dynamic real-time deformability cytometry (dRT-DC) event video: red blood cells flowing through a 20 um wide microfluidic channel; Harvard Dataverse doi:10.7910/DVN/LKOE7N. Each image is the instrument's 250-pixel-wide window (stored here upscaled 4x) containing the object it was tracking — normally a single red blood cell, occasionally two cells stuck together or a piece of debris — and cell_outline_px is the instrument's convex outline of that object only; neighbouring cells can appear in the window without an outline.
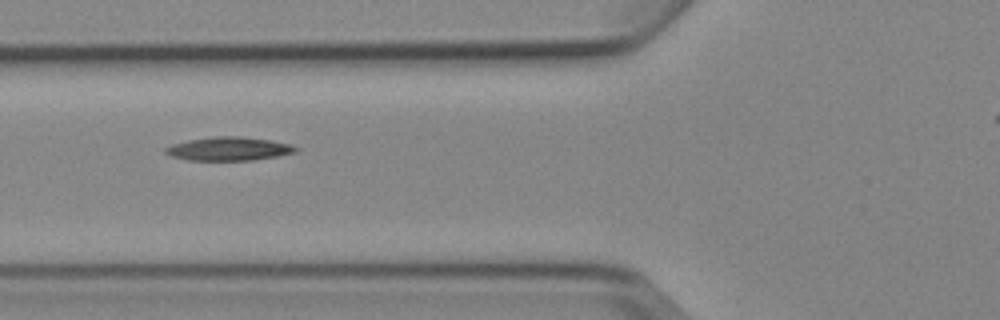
{"species": "Egyptian fruit bat (a non-hibernating species)", "species_latin": "Rousettus aegyptiacus", "temperature_condition": "cold", "stored_images_in_passage": 3, "camera_frame_rate_fps": 3000, "um_per_image_px": 0.085, "animal": {"sex": "female"}, "frame": {"image": 1, "passage_image": 2, "time_ms": 1.333, "image_size_px": [1000, 320], "cell_outline_px": [[300, 148], [296, 152], [276, 156], [252, 160], [188, 160], [172, 156], [164, 152], [164, 148], [172, 144], [188, 140], [216, 136], [240, 136], [272, 140], [292, 144]], "centroid_in_image_um": [19.48, 12.64], "position_along_channel_um": 106.3, "area_um2": 17.92}}
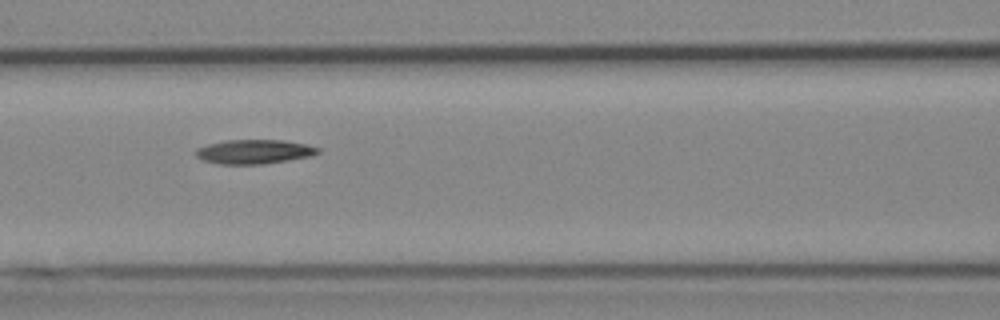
{"frame": {"image": 2, "passage_image": 3, "time_ms": 2.333, "image_size_px": [1000, 320], "cell_outline_px": [[320, 152], [312, 156], [264, 164], [220, 164], [204, 160], [196, 156], [196, 148], [208, 144], [224, 140], [284, 140], [308, 144], [320, 148]], "centroid_in_image_um": [21.64, 12.89], "position_along_channel_um": 145.0, "area_um2": 17.34}}